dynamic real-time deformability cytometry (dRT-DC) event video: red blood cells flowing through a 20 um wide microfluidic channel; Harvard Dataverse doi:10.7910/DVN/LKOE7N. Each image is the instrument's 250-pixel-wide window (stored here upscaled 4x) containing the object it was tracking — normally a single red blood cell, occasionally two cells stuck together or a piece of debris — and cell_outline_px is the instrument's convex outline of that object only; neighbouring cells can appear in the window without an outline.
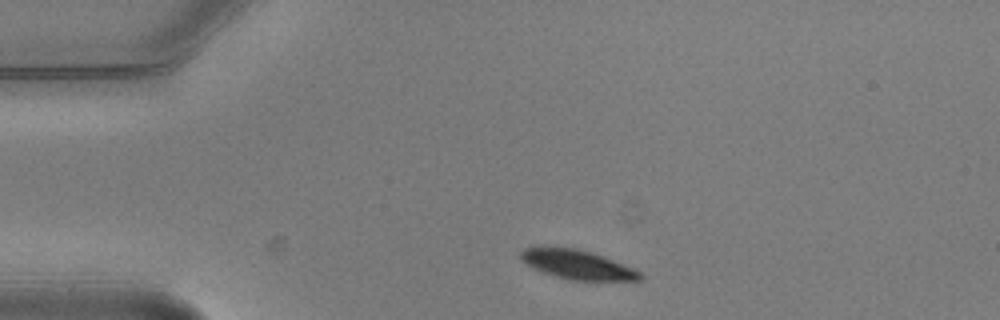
{"species": "common noctule bat (a hibernating species)", "species_latin": "Nyctalus noctula", "temperature_condition": "warm", "stored_images_in_passage": 2, "camera_frame_rate_fps": 3000, "um_per_image_px": 0.085, "animal": {"sex": "male", "body_mass_g": 20.5, "forearm_length_mm": 52.5}, "frame": {"image": 1, "passage_image": 1, "time_ms": 0.0, "image_size_px": [1000, 320], "cell_outline_px": [[644, 280], [568, 280], [532, 268], [520, 260], [520, 252], [524, 248], [540, 244], [544, 244], [576, 248], [592, 252], [632, 268], [640, 272], [644, 276]], "centroid_in_image_um": [48.97, 22.44], "position_along_channel_um": 36.0, "area_um2": 20.75}}